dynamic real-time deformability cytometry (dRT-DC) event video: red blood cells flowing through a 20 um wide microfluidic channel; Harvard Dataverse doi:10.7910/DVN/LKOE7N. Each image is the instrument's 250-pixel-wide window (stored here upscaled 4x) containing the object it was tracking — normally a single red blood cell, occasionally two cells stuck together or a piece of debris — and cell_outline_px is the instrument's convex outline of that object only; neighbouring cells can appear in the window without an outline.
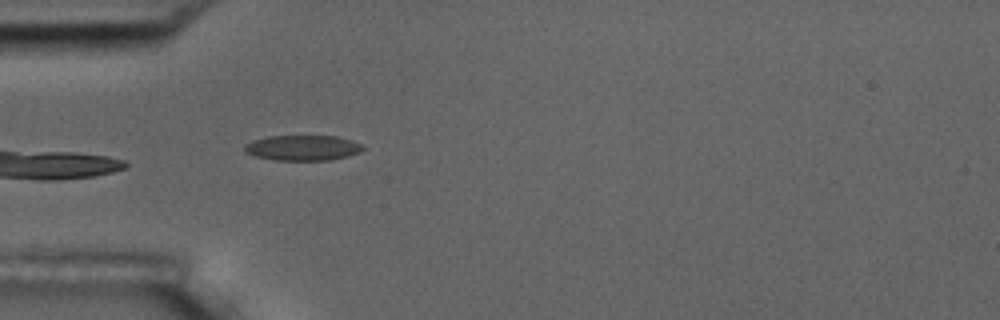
{"species": "common noctule bat (a hibernating species)", "species_latin": "Nyctalus noctula", "temperature_condition": "room temperature", "stored_images_in_passage": 6, "camera_frame_rate_fps": 3000, "um_per_image_px": 0.085, "animal": {"sex": "male", "body_mass_g": 17.5, "forearm_length_mm": 52.3}, "frame": {"image": 1, "passage_image": 6, "time_ms": 1.667, "image_size_px": [1000, 320], "cell_outline_px": [[364, 148], [360, 152], [348, 156], [332, 160], [276, 160], [256, 156], [244, 152], [244, 144], [252, 140], [268, 136], [336, 136], [352, 140], [360, 144]], "centroid_in_image_um": [25.71, 12.56], "position_along_channel_um": 59.3, "area_um2": 17.51}}